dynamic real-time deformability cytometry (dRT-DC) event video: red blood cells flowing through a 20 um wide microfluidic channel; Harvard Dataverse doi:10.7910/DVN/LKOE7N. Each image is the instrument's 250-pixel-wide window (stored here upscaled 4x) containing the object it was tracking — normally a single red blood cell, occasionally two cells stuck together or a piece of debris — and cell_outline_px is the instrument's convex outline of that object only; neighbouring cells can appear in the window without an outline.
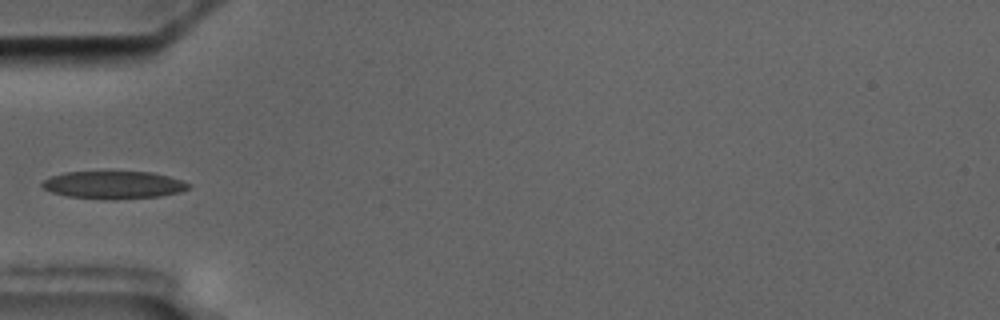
{"species": "common noctule bat (a hibernating species)", "species_latin": "Nyctalus noctula", "temperature_condition": "cold", "stored_images_in_passage": 4, "camera_frame_rate_fps": 3000, "um_per_image_px": 0.085, "animal": {"sex": "male", "body_mass_g": 17.5, "forearm_length_mm": 52.3}, "frame": {"image": 1, "passage_image": 4, "time_ms": 5.0, "image_size_px": [1000, 320], "cell_outline_px": [[192, 188], [180, 192], [160, 196], [116, 200], [112, 200], [68, 196], [52, 192], [44, 188], [40, 184], [44, 180], [52, 176], [64, 172], [152, 172], [168, 176], [192, 184]], "centroid_in_image_um": [9.7, 15.72], "position_along_channel_um": 75.3, "area_um2": 23.64}}